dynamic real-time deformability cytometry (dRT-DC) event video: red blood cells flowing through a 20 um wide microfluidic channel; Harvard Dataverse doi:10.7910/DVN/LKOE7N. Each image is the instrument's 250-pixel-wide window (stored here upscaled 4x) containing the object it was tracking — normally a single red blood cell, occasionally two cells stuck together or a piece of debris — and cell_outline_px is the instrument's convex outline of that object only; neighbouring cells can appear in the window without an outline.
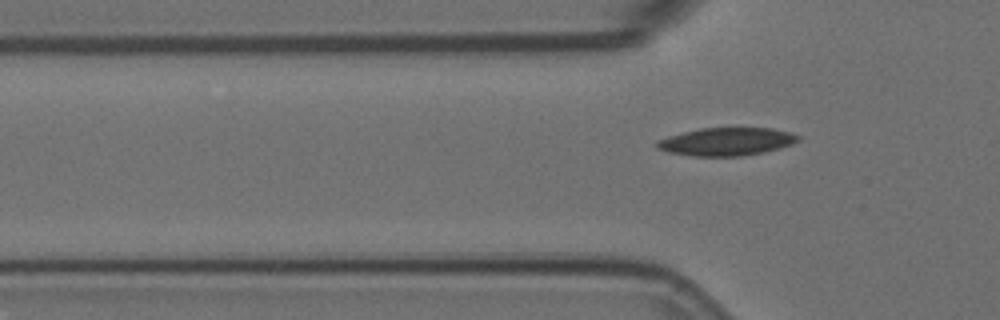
{"species": "Egyptian fruit bat (a non-hibernating species)", "species_latin": "Rousettus aegyptiacus", "temperature_condition": "room temperature", "stored_images_in_passage": 5, "segment_of_instrument_passage": [2, 2], "camera_frame_rate_fps": 3000, "um_per_image_px": 0.085, "animal": {"sex": "female"}, "frame": {"image": 1, "passage_image": 5, "time_ms": 1.333, "image_size_px": [1000, 320], "cell_outline_px": [[800, 140], [792, 144], [780, 148], [764, 152], [740, 156], [692, 156], [668, 152], [656, 148], [656, 140], [668, 136], [700, 128], [772, 128], [792, 132], [800, 136]], "centroid_in_image_um": [61.77, 12.03], "position_along_channel_um": 64.0, "area_um2": 23.12}}